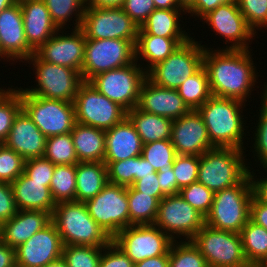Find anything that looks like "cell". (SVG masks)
<instances>
[{"label":"cell","instance_id":"46","mask_svg":"<svg viewBox=\"0 0 267 267\" xmlns=\"http://www.w3.org/2000/svg\"><path fill=\"white\" fill-rule=\"evenodd\" d=\"M178 184V193L198 178L199 156L176 155L172 165Z\"/></svg>","mask_w":267,"mask_h":267},{"label":"cell","instance_id":"47","mask_svg":"<svg viewBox=\"0 0 267 267\" xmlns=\"http://www.w3.org/2000/svg\"><path fill=\"white\" fill-rule=\"evenodd\" d=\"M237 3L247 25L255 34L256 29L267 27V0H237Z\"/></svg>","mask_w":267,"mask_h":267},{"label":"cell","instance_id":"19","mask_svg":"<svg viewBox=\"0 0 267 267\" xmlns=\"http://www.w3.org/2000/svg\"><path fill=\"white\" fill-rule=\"evenodd\" d=\"M72 30L71 34L64 35L59 29L34 54L42 61L70 67L81 73L86 37L81 28Z\"/></svg>","mask_w":267,"mask_h":267},{"label":"cell","instance_id":"64","mask_svg":"<svg viewBox=\"0 0 267 267\" xmlns=\"http://www.w3.org/2000/svg\"><path fill=\"white\" fill-rule=\"evenodd\" d=\"M44 267H68V266L66 262L63 260V258L61 257L58 260L51 262Z\"/></svg>","mask_w":267,"mask_h":267},{"label":"cell","instance_id":"60","mask_svg":"<svg viewBox=\"0 0 267 267\" xmlns=\"http://www.w3.org/2000/svg\"><path fill=\"white\" fill-rule=\"evenodd\" d=\"M155 172L153 166L142 155L136 157V174L134 176V182L142 178V176Z\"/></svg>","mask_w":267,"mask_h":267},{"label":"cell","instance_id":"56","mask_svg":"<svg viewBox=\"0 0 267 267\" xmlns=\"http://www.w3.org/2000/svg\"><path fill=\"white\" fill-rule=\"evenodd\" d=\"M249 219L267 229V204L260 202L254 195L250 202Z\"/></svg>","mask_w":267,"mask_h":267},{"label":"cell","instance_id":"32","mask_svg":"<svg viewBox=\"0 0 267 267\" xmlns=\"http://www.w3.org/2000/svg\"><path fill=\"white\" fill-rule=\"evenodd\" d=\"M183 9H155L139 27L146 34L165 38H191L180 26ZM181 28V29H180Z\"/></svg>","mask_w":267,"mask_h":267},{"label":"cell","instance_id":"20","mask_svg":"<svg viewBox=\"0 0 267 267\" xmlns=\"http://www.w3.org/2000/svg\"><path fill=\"white\" fill-rule=\"evenodd\" d=\"M178 155L200 156L214 148L205 123L197 110L173 120L170 138Z\"/></svg>","mask_w":267,"mask_h":267},{"label":"cell","instance_id":"9","mask_svg":"<svg viewBox=\"0 0 267 267\" xmlns=\"http://www.w3.org/2000/svg\"><path fill=\"white\" fill-rule=\"evenodd\" d=\"M141 66L135 60L129 65L99 73L88 82L109 100L129 111L138 105L140 88L147 78L145 68Z\"/></svg>","mask_w":267,"mask_h":267},{"label":"cell","instance_id":"17","mask_svg":"<svg viewBox=\"0 0 267 267\" xmlns=\"http://www.w3.org/2000/svg\"><path fill=\"white\" fill-rule=\"evenodd\" d=\"M211 26V30L225 38L230 46L226 49H248L250 40H253L255 32L247 25L244 16L239 10L237 0L219 5L202 18ZM249 41V42H248Z\"/></svg>","mask_w":267,"mask_h":267},{"label":"cell","instance_id":"27","mask_svg":"<svg viewBox=\"0 0 267 267\" xmlns=\"http://www.w3.org/2000/svg\"><path fill=\"white\" fill-rule=\"evenodd\" d=\"M50 182L33 181L24 172L11 183L18 210L47 211L51 215L56 206Z\"/></svg>","mask_w":267,"mask_h":267},{"label":"cell","instance_id":"3","mask_svg":"<svg viewBox=\"0 0 267 267\" xmlns=\"http://www.w3.org/2000/svg\"><path fill=\"white\" fill-rule=\"evenodd\" d=\"M51 221L64 246L105 247L112 242V238L89 215L85 203L69 201L56 204Z\"/></svg>","mask_w":267,"mask_h":267},{"label":"cell","instance_id":"23","mask_svg":"<svg viewBox=\"0 0 267 267\" xmlns=\"http://www.w3.org/2000/svg\"><path fill=\"white\" fill-rule=\"evenodd\" d=\"M47 137L21 109L13 121L7 139L3 142L23 159L43 157Z\"/></svg>","mask_w":267,"mask_h":267},{"label":"cell","instance_id":"50","mask_svg":"<svg viewBox=\"0 0 267 267\" xmlns=\"http://www.w3.org/2000/svg\"><path fill=\"white\" fill-rule=\"evenodd\" d=\"M102 252L99 267H135V263L113 241L103 247Z\"/></svg>","mask_w":267,"mask_h":267},{"label":"cell","instance_id":"2","mask_svg":"<svg viewBox=\"0 0 267 267\" xmlns=\"http://www.w3.org/2000/svg\"><path fill=\"white\" fill-rule=\"evenodd\" d=\"M243 106L245 107V102L238 99L211 96L197 109L214 147L245 150L242 142L245 133L244 117L241 115Z\"/></svg>","mask_w":267,"mask_h":267},{"label":"cell","instance_id":"58","mask_svg":"<svg viewBox=\"0 0 267 267\" xmlns=\"http://www.w3.org/2000/svg\"><path fill=\"white\" fill-rule=\"evenodd\" d=\"M16 265L15 249L0 239V267H14Z\"/></svg>","mask_w":267,"mask_h":267},{"label":"cell","instance_id":"22","mask_svg":"<svg viewBox=\"0 0 267 267\" xmlns=\"http://www.w3.org/2000/svg\"><path fill=\"white\" fill-rule=\"evenodd\" d=\"M137 107L144 112L171 120L178 119L191 111L180 97L178 90L159 87L147 78L141 85Z\"/></svg>","mask_w":267,"mask_h":267},{"label":"cell","instance_id":"30","mask_svg":"<svg viewBox=\"0 0 267 267\" xmlns=\"http://www.w3.org/2000/svg\"><path fill=\"white\" fill-rule=\"evenodd\" d=\"M108 183L104 162H78L76 164V201L85 203L95 197Z\"/></svg>","mask_w":267,"mask_h":267},{"label":"cell","instance_id":"1","mask_svg":"<svg viewBox=\"0 0 267 267\" xmlns=\"http://www.w3.org/2000/svg\"><path fill=\"white\" fill-rule=\"evenodd\" d=\"M222 49L210 50L207 47L204 50L203 67L212 96L246 103L258 79L251 52L249 49Z\"/></svg>","mask_w":267,"mask_h":267},{"label":"cell","instance_id":"59","mask_svg":"<svg viewBox=\"0 0 267 267\" xmlns=\"http://www.w3.org/2000/svg\"><path fill=\"white\" fill-rule=\"evenodd\" d=\"M135 267H169V252L166 255L151 257L137 262Z\"/></svg>","mask_w":267,"mask_h":267},{"label":"cell","instance_id":"44","mask_svg":"<svg viewBox=\"0 0 267 267\" xmlns=\"http://www.w3.org/2000/svg\"><path fill=\"white\" fill-rule=\"evenodd\" d=\"M25 159L5 144L0 145V182L12 183L23 172Z\"/></svg>","mask_w":267,"mask_h":267},{"label":"cell","instance_id":"31","mask_svg":"<svg viewBox=\"0 0 267 267\" xmlns=\"http://www.w3.org/2000/svg\"><path fill=\"white\" fill-rule=\"evenodd\" d=\"M127 117L134 125L143 144L171 138L173 120L167 117L144 112L137 106L127 111Z\"/></svg>","mask_w":267,"mask_h":267},{"label":"cell","instance_id":"11","mask_svg":"<svg viewBox=\"0 0 267 267\" xmlns=\"http://www.w3.org/2000/svg\"><path fill=\"white\" fill-rule=\"evenodd\" d=\"M89 215L113 239L130 226L127 187L107 183L95 197L85 202Z\"/></svg>","mask_w":267,"mask_h":267},{"label":"cell","instance_id":"7","mask_svg":"<svg viewBox=\"0 0 267 267\" xmlns=\"http://www.w3.org/2000/svg\"><path fill=\"white\" fill-rule=\"evenodd\" d=\"M22 109L46 136L70 133L76 123L73 102L28 94L21 88Z\"/></svg>","mask_w":267,"mask_h":267},{"label":"cell","instance_id":"5","mask_svg":"<svg viewBox=\"0 0 267 267\" xmlns=\"http://www.w3.org/2000/svg\"><path fill=\"white\" fill-rule=\"evenodd\" d=\"M252 197V183L248 174L239 184L214 193L205 224L218 230L240 233L249 220Z\"/></svg>","mask_w":267,"mask_h":267},{"label":"cell","instance_id":"63","mask_svg":"<svg viewBox=\"0 0 267 267\" xmlns=\"http://www.w3.org/2000/svg\"><path fill=\"white\" fill-rule=\"evenodd\" d=\"M196 0H176L178 6L187 12L194 4Z\"/></svg>","mask_w":267,"mask_h":267},{"label":"cell","instance_id":"53","mask_svg":"<svg viewBox=\"0 0 267 267\" xmlns=\"http://www.w3.org/2000/svg\"><path fill=\"white\" fill-rule=\"evenodd\" d=\"M131 186L138 192L156 197L159 201L165 197L158 183L157 172L142 176Z\"/></svg>","mask_w":267,"mask_h":267},{"label":"cell","instance_id":"52","mask_svg":"<svg viewBox=\"0 0 267 267\" xmlns=\"http://www.w3.org/2000/svg\"><path fill=\"white\" fill-rule=\"evenodd\" d=\"M17 211L11 183L0 182V224L12 218Z\"/></svg>","mask_w":267,"mask_h":267},{"label":"cell","instance_id":"18","mask_svg":"<svg viewBox=\"0 0 267 267\" xmlns=\"http://www.w3.org/2000/svg\"><path fill=\"white\" fill-rule=\"evenodd\" d=\"M63 246L61 236L51 221L26 242L15 248L16 265L44 267L62 257Z\"/></svg>","mask_w":267,"mask_h":267},{"label":"cell","instance_id":"61","mask_svg":"<svg viewBox=\"0 0 267 267\" xmlns=\"http://www.w3.org/2000/svg\"><path fill=\"white\" fill-rule=\"evenodd\" d=\"M125 0H86V7L120 8Z\"/></svg>","mask_w":267,"mask_h":267},{"label":"cell","instance_id":"67","mask_svg":"<svg viewBox=\"0 0 267 267\" xmlns=\"http://www.w3.org/2000/svg\"><path fill=\"white\" fill-rule=\"evenodd\" d=\"M263 267H267V260L262 264Z\"/></svg>","mask_w":267,"mask_h":267},{"label":"cell","instance_id":"40","mask_svg":"<svg viewBox=\"0 0 267 267\" xmlns=\"http://www.w3.org/2000/svg\"><path fill=\"white\" fill-rule=\"evenodd\" d=\"M178 243V244H177ZM169 267H209L205 257L191 240L173 241L169 249Z\"/></svg>","mask_w":267,"mask_h":267},{"label":"cell","instance_id":"28","mask_svg":"<svg viewBox=\"0 0 267 267\" xmlns=\"http://www.w3.org/2000/svg\"><path fill=\"white\" fill-rule=\"evenodd\" d=\"M190 38H165L146 34L140 28L138 29L137 42L135 44V60L139 58L148 64L147 72L155 64L164 61L178 46L187 42ZM142 56V57H140Z\"/></svg>","mask_w":267,"mask_h":267},{"label":"cell","instance_id":"16","mask_svg":"<svg viewBox=\"0 0 267 267\" xmlns=\"http://www.w3.org/2000/svg\"><path fill=\"white\" fill-rule=\"evenodd\" d=\"M112 241L134 262L166 255L173 242L155 225H130L121 230Z\"/></svg>","mask_w":267,"mask_h":267},{"label":"cell","instance_id":"33","mask_svg":"<svg viewBox=\"0 0 267 267\" xmlns=\"http://www.w3.org/2000/svg\"><path fill=\"white\" fill-rule=\"evenodd\" d=\"M240 236L248 263L262 265L267 260V229L249 219Z\"/></svg>","mask_w":267,"mask_h":267},{"label":"cell","instance_id":"21","mask_svg":"<svg viewBox=\"0 0 267 267\" xmlns=\"http://www.w3.org/2000/svg\"><path fill=\"white\" fill-rule=\"evenodd\" d=\"M33 54L25 37L21 5L17 1L0 12V58L23 62Z\"/></svg>","mask_w":267,"mask_h":267},{"label":"cell","instance_id":"49","mask_svg":"<svg viewBox=\"0 0 267 267\" xmlns=\"http://www.w3.org/2000/svg\"><path fill=\"white\" fill-rule=\"evenodd\" d=\"M54 169L55 164L43 156L26 160L24 173L33 181L51 182Z\"/></svg>","mask_w":267,"mask_h":267},{"label":"cell","instance_id":"13","mask_svg":"<svg viewBox=\"0 0 267 267\" xmlns=\"http://www.w3.org/2000/svg\"><path fill=\"white\" fill-rule=\"evenodd\" d=\"M73 103L77 123L104 131L127 117L124 108L102 95L88 81L81 84Z\"/></svg>","mask_w":267,"mask_h":267},{"label":"cell","instance_id":"54","mask_svg":"<svg viewBox=\"0 0 267 267\" xmlns=\"http://www.w3.org/2000/svg\"><path fill=\"white\" fill-rule=\"evenodd\" d=\"M158 183L165 196L178 194V184L172 165L162 167L157 172Z\"/></svg>","mask_w":267,"mask_h":267},{"label":"cell","instance_id":"26","mask_svg":"<svg viewBox=\"0 0 267 267\" xmlns=\"http://www.w3.org/2000/svg\"><path fill=\"white\" fill-rule=\"evenodd\" d=\"M51 222L47 211L18 210L1 224L0 239L11 248H17Z\"/></svg>","mask_w":267,"mask_h":267},{"label":"cell","instance_id":"38","mask_svg":"<svg viewBox=\"0 0 267 267\" xmlns=\"http://www.w3.org/2000/svg\"><path fill=\"white\" fill-rule=\"evenodd\" d=\"M44 157L55 165L77 164L73 138L70 133L47 137Z\"/></svg>","mask_w":267,"mask_h":267},{"label":"cell","instance_id":"34","mask_svg":"<svg viewBox=\"0 0 267 267\" xmlns=\"http://www.w3.org/2000/svg\"><path fill=\"white\" fill-rule=\"evenodd\" d=\"M130 225H154L159 207V200L151 195L127 187Z\"/></svg>","mask_w":267,"mask_h":267},{"label":"cell","instance_id":"14","mask_svg":"<svg viewBox=\"0 0 267 267\" xmlns=\"http://www.w3.org/2000/svg\"><path fill=\"white\" fill-rule=\"evenodd\" d=\"M80 28L86 39H123L136 44L139 26L121 7H85Z\"/></svg>","mask_w":267,"mask_h":267},{"label":"cell","instance_id":"29","mask_svg":"<svg viewBox=\"0 0 267 267\" xmlns=\"http://www.w3.org/2000/svg\"><path fill=\"white\" fill-rule=\"evenodd\" d=\"M75 153L79 162H103L105 156V131L75 123L71 131Z\"/></svg>","mask_w":267,"mask_h":267},{"label":"cell","instance_id":"42","mask_svg":"<svg viewBox=\"0 0 267 267\" xmlns=\"http://www.w3.org/2000/svg\"><path fill=\"white\" fill-rule=\"evenodd\" d=\"M177 153L170 139L143 144L142 156L149 161L154 170L173 165Z\"/></svg>","mask_w":267,"mask_h":267},{"label":"cell","instance_id":"10","mask_svg":"<svg viewBox=\"0 0 267 267\" xmlns=\"http://www.w3.org/2000/svg\"><path fill=\"white\" fill-rule=\"evenodd\" d=\"M205 257L209 267H246L240 233L218 230L204 225L191 239Z\"/></svg>","mask_w":267,"mask_h":267},{"label":"cell","instance_id":"57","mask_svg":"<svg viewBox=\"0 0 267 267\" xmlns=\"http://www.w3.org/2000/svg\"><path fill=\"white\" fill-rule=\"evenodd\" d=\"M267 172V167H263ZM249 176L252 183L253 195L262 203L267 204V177L266 178H254V170H249ZM257 179V180H255ZM259 180V181H258Z\"/></svg>","mask_w":267,"mask_h":267},{"label":"cell","instance_id":"24","mask_svg":"<svg viewBox=\"0 0 267 267\" xmlns=\"http://www.w3.org/2000/svg\"><path fill=\"white\" fill-rule=\"evenodd\" d=\"M21 5L23 26L28 46L35 52L59 29L42 0H18Z\"/></svg>","mask_w":267,"mask_h":267},{"label":"cell","instance_id":"41","mask_svg":"<svg viewBox=\"0 0 267 267\" xmlns=\"http://www.w3.org/2000/svg\"><path fill=\"white\" fill-rule=\"evenodd\" d=\"M103 247L66 245L62 258L68 267H99Z\"/></svg>","mask_w":267,"mask_h":267},{"label":"cell","instance_id":"48","mask_svg":"<svg viewBox=\"0 0 267 267\" xmlns=\"http://www.w3.org/2000/svg\"><path fill=\"white\" fill-rule=\"evenodd\" d=\"M107 166L108 182L123 186H131L136 174V157L117 162H104Z\"/></svg>","mask_w":267,"mask_h":267},{"label":"cell","instance_id":"12","mask_svg":"<svg viewBox=\"0 0 267 267\" xmlns=\"http://www.w3.org/2000/svg\"><path fill=\"white\" fill-rule=\"evenodd\" d=\"M135 61V44L123 39H86L81 70L84 81Z\"/></svg>","mask_w":267,"mask_h":267},{"label":"cell","instance_id":"51","mask_svg":"<svg viewBox=\"0 0 267 267\" xmlns=\"http://www.w3.org/2000/svg\"><path fill=\"white\" fill-rule=\"evenodd\" d=\"M121 8L139 27L156 9L153 0H125Z\"/></svg>","mask_w":267,"mask_h":267},{"label":"cell","instance_id":"8","mask_svg":"<svg viewBox=\"0 0 267 267\" xmlns=\"http://www.w3.org/2000/svg\"><path fill=\"white\" fill-rule=\"evenodd\" d=\"M26 61L29 64L33 63L38 83L34 88L24 89L28 94L74 102L79 87L84 82L82 74L78 70L42 61L35 54Z\"/></svg>","mask_w":267,"mask_h":267},{"label":"cell","instance_id":"65","mask_svg":"<svg viewBox=\"0 0 267 267\" xmlns=\"http://www.w3.org/2000/svg\"><path fill=\"white\" fill-rule=\"evenodd\" d=\"M18 0H0V12L10 6H12L14 3H16Z\"/></svg>","mask_w":267,"mask_h":267},{"label":"cell","instance_id":"45","mask_svg":"<svg viewBox=\"0 0 267 267\" xmlns=\"http://www.w3.org/2000/svg\"><path fill=\"white\" fill-rule=\"evenodd\" d=\"M265 89V90H264ZM263 95H260L261 107L258 115V124L256 126L254 142V155L257 156L262 167H267V83L264 84Z\"/></svg>","mask_w":267,"mask_h":267},{"label":"cell","instance_id":"35","mask_svg":"<svg viewBox=\"0 0 267 267\" xmlns=\"http://www.w3.org/2000/svg\"><path fill=\"white\" fill-rule=\"evenodd\" d=\"M177 90L191 110L201 107L212 96L205 68L202 66L194 75L188 77Z\"/></svg>","mask_w":267,"mask_h":267},{"label":"cell","instance_id":"15","mask_svg":"<svg viewBox=\"0 0 267 267\" xmlns=\"http://www.w3.org/2000/svg\"><path fill=\"white\" fill-rule=\"evenodd\" d=\"M154 225L173 241L181 235L185 237L184 240H191L205 225V217L178 193L159 201Z\"/></svg>","mask_w":267,"mask_h":267},{"label":"cell","instance_id":"39","mask_svg":"<svg viewBox=\"0 0 267 267\" xmlns=\"http://www.w3.org/2000/svg\"><path fill=\"white\" fill-rule=\"evenodd\" d=\"M21 109V88H0V141L2 143L7 139L14 118Z\"/></svg>","mask_w":267,"mask_h":267},{"label":"cell","instance_id":"36","mask_svg":"<svg viewBox=\"0 0 267 267\" xmlns=\"http://www.w3.org/2000/svg\"><path fill=\"white\" fill-rule=\"evenodd\" d=\"M49 187L56 204L76 201V164L55 165Z\"/></svg>","mask_w":267,"mask_h":267},{"label":"cell","instance_id":"37","mask_svg":"<svg viewBox=\"0 0 267 267\" xmlns=\"http://www.w3.org/2000/svg\"><path fill=\"white\" fill-rule=\"evenodd\" d=\"M48 11L50 12L51 19L58 29L63 30L69 18L73 15L76 17L75 27L80 28L83 20V15L86 7V0H42ZM69 20V21H68Z\"/></svg>","mask_w":267,"mask_h":267},{"label":"cell","instance_id":"4","mask_svg":"<svg viewBox=\"0 0 267 267\" xmlns=\"http://www.w3.org/2000/svg\"><path fill=\"white\" fill-rule=\"evenodd\" d=\"M243 150L233 147H214L199 156L198 178L214 193L239 184L248 174ZM243 155V156H242Z\"/></svg>","mask_w":267,"mask_h":267},{"label":"cell","instance_id":"6","mask_svg":"<svg viewBox=\"0 0 267 267\" xmlns=\"http://www.w3.org/2000/svg\"><path fill=\"white\" fill-rule=\"evenodd\" d=\"M205 47L190 38L178 46L164 61L146 72V77L159 87L178 89L203 66Z\"/></svg>","mask_w":267,"mask_h":267},{"label":"cell","instance_id":"25","mask_svg":"<svg viewBox=\"0 0 267 267\" xmlns=\"http://www.w3.org/2000/svg\"><path fill=\"white\" fill-rule=\"evenodd\" d=\"M143 143L128 117L105 131L103 162H117L142 155Z\"/></svg>","mask_w":267,"mask_h":267},{"label":"cell","instance_id":"43","mask_svg":"<svg viewBox=\"0 0 267 267\" xmlns=\"http://www.w3.org/2000/svg\"><path fill=\"white\" fill-rule=\"evenodd\" d=\"M179 194L204 217L210 212L214 192L199 181L193 182L189 186L182 188Z\"/></svg>","mask_w":267,"mask_h":267},{"label":"cell","instance_id":"62","mask_svg":"<svg viewBox=\"0 0 267 267\" xmlns=\"http://www.w3.org/2000/svg\"><path fill=\"white\" fill-rule=\"evenodd\" d=\"M156 9H181L176 0H153Z\"/></svg>","mask_w":267,"mask_h":267},{"label":"cell","instance_id":"66","mask_svg":"<svg viewBox=\"0 0 267 267\" xmlns=\"http://www.w3.org/2000/svg\"><path fill=\"white\" fill-rule=\"evenodd\" d=\"M246 267H263L261 264H249Z\"/></svg>","mask_w":267,"mask_h":267},{"label":"cell","instance_id":"55","mask_svg":"<svg viewBox=\"0 0 267 267\" xmlns=\"http://www.w3.org/2000/svg\"><path fill=\"white\" fill-rule=\"evenodd\" d=\"M235 0H196L195 4L186 12L192 15L202 18L208 14L210 11L215 10L219 5L233 2Z\"/></svg>","mask_w":267,"mask_h":267}]
</instances>
